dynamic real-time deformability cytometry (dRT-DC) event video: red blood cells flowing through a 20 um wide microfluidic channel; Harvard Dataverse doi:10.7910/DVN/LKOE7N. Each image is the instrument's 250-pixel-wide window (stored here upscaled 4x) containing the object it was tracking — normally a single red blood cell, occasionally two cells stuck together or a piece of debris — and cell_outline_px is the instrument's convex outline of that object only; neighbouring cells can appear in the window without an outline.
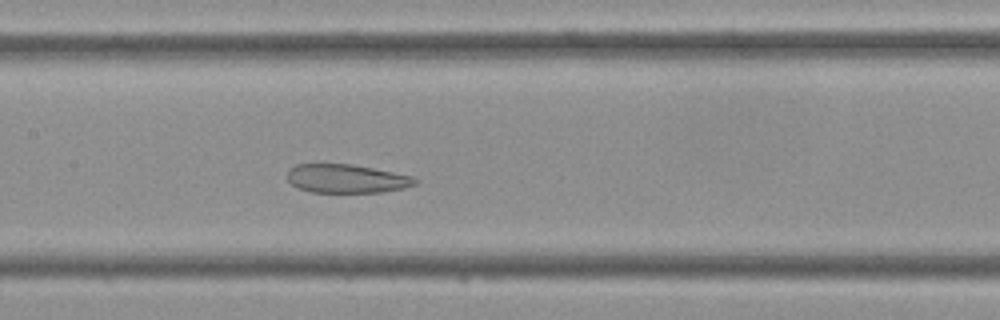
{"species": "Egyptian fruit bat (a non-hibernating species)", "species_latin": "Rousettus aegyptiacus", "temperature_condition": "cold", "stored_images_in_passage": 35, "camera_frame_rate_fps": 3000, "um_per_image_px": 0.085, "frame": {"image": 1, "passage_image": 11, "time_ms": 3.333, "image_size_px": [1000, 320], "cell_outline_px": [[416, 184], [400, 188], [380, 192], [312, 192], [300, 188], [292, 184], [288, 180], [288, 172], [296, 164], [348, 164], [372, 168], [408, 176], [416, 180]], "centroid_in_image_um": [29.39, 15.18], "position_along_channel_um": 178.0, "area_um2": 20.63}}
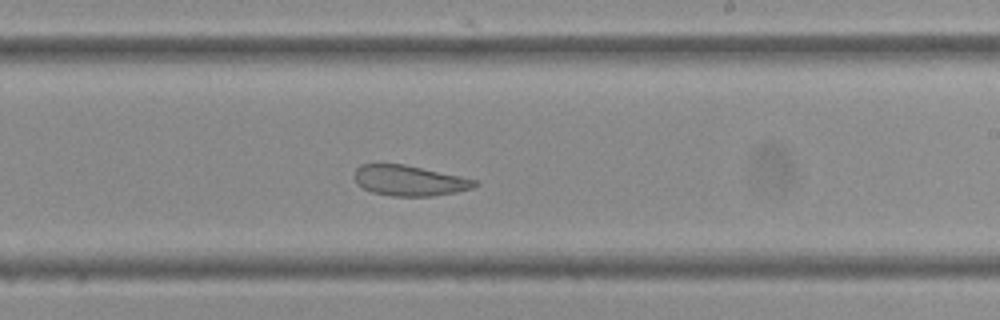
{"frame": {"image": 2, "passage_image": 16, "time_ms": 5.0, "image_size_px": [1000, 320], "cell_outline_px": [[476, 184], [472, 188], [452, 192], [428, 196], [396, 196], [372, 192], [364, 188], [356, 180], [356, 168], [364, 164], [404, 164], [476, 180]], "centroid_in_image_um": [34.77, 15.34], "position_along_channel_um": 254.2, "area_um2": 20.58}}
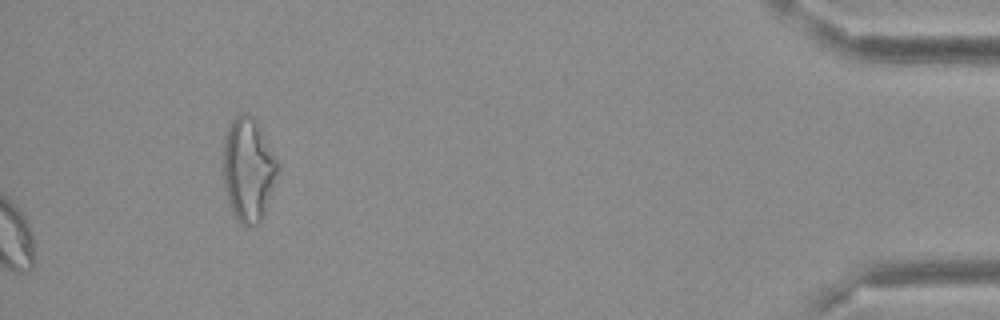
{"frame": {"image": 3, "passage_image": 35, "time_ms": 11.333, "image_size_px": [1000, 320], "cell_outline_px": [[276, 172], [260, 220], [256, 224], [244, 224], [236, 216], [232, 208], [224, 180], [224, 140], [228, 128], [232, 120], [236, 116], [244, 116], [252, 120], [276, 160]], "centroid_in_image_um": [21.04, 14.43], "position_along_channel_um": 414.2, "area_um2": 29.88}}